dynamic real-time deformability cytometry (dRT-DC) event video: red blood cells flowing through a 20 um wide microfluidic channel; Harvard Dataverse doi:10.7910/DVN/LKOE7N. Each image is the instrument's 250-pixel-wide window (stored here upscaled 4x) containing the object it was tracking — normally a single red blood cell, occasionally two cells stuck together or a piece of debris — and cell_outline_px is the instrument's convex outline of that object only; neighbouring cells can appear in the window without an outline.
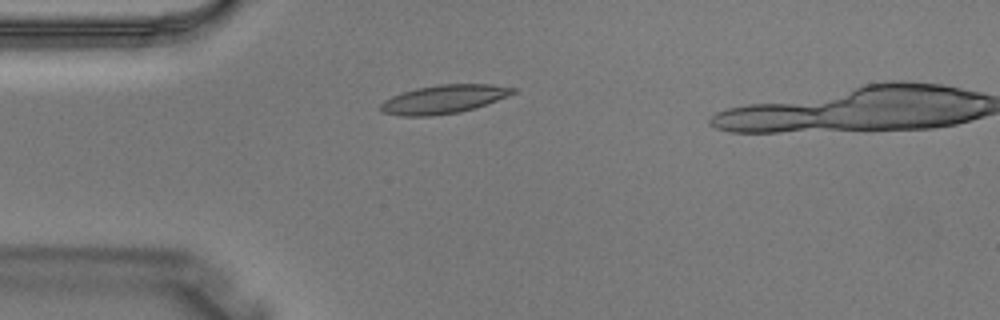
{"species": "Egyptian fruit bat (a non-hibernating species)", "species_latin": "Rousettus aegyptiacus", "temperature_condition": "warm", "stored_images_in_passage": 4, "camera_frame_rate_fps": 3000, "um_per_image_px": 0.085, "animal": {"sex": "male"}, "frame": {"image": 1, "passage_image": 3, "time_ms": 0.667, "image_size_px": [1000, 320], "cell_outline_px": [[516, 92], [508, 96], [476, 108], [460, 112], [432, 116], [400, 116], [384, 112], [380, 108], [380, 104], [384, 100], [392, 96], [416, 88], [440, 84], [492, 84], [516, 88]], "centroid_in_image_um": [37.74, 8.43], "position_along_channel_um": 47.3, "area_um2": 22.02}}